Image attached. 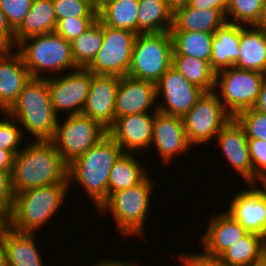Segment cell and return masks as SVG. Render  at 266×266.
<instances>
[{"label":"cell","instance_id":"ee69618b","mask_svg":"<svg viewBox=\"0 0 266 266\" xmlns=\"http://www.w3.org/2000/svg\"><path fill=\"white\" fill-rule=\"evenodd\" d=\"M94 264V265H93ZM91 266H140V263H136V260L134 262H129V260L126 262L124 260H118V259H110L108 257H105V259L100 258V261L97 259L95 263H93Z\"/></svg>","mask_w":266,"mask_h":266},{"label":"cell","instance_id":"f35d334b","mask_svg":"<svg viewBox=\"0 0 266 266\" xmlns=\"http://www.w3.org/2000/svg\"><path fill=\"white\" fill-rule=\"evenodd\" d=\"M96 20L97 18H63L57 22L55 32L71 42L88 30Z\"/></svg>","mask_w":266,"mask_h":266},{"label":"cell","instance_id":"5b68a950","mask_svg":"<svg viewBox=\"0 0 266 266\" xmlns=\"http://www.w3.org/2000/svg\"><path fill=\"white\" fill-rule=\"evenodd\" d=\"M154 183L158 182H154L150 173L139 184L112 193L97 212L101 216L107 213L112 216L120 237L144 238L145 224H147L145 221L150 212V200L156 186Z\"/></svg>","mask_w":266,"mask_h":266},{"label":"cell","instance_id":"9c48e42d","mask_svg":"<svg viewBox=\"0 0 266 266\" xmlns=\"http://www.w3.org/2000/svg\"><path fill=\"white\" fill-rule=\"evenodd\" d=\"M63 120L58 118L50 141L68 165L108 134L99 122L83 114L69 115Z\"/></svg>","mask_w":266,"mask_h":266},{"label":"cell","instance_id":"d6a6232c","mask_svg":"<svg viewBox=\"0 0 266 266\" xmlns=\"http://www.w3.org/2000/svg\"><path fill=\"white\" fill-rule=\"evenodd\" d=\"M103 39V24L97 19L88 30L70 42L72 57L78 68H87L92 63Z\"/></svg>","mask_w":266,"mask_h":266},{"label":"cell","instance_id":"836d02e7","mask_svg":"<svg viewBox=\"0 0 266 266\" xmlns=\"http://www.w3.org/2000/svg\"><path fill=\"white\" fill-rule=\"evenodd\" d=\"M264 0H228L226 22L254 26L258 21Z\"/></svg>","mask_w":266,"mask_h":266},{"label":"cell","instance_id":"1f68e13d","mask_svg":"<svg viewBox=\"0 0 266 266\" xmlns=\"http://www.w3.org/2000/svg\"><path fill=\"white\" fill-rule=\"evenodd\" d=\"M172 66L186 80L205 92L214 91L216 72L211 68L208 61L187 55H172Z\"/></svg>","mask_w":266,"mask_h":266},{"label":"cell","instance_id":"7bdbcfd3","mask_svg":"<svg viewBox=\"0 0 266 266\" xmlns=\"http://www.w3.org/2000/svg\"><path fill=\"white\" fill-rule=\"evenodd\" d=\"M189 5L197 9H217L226 16L228 0H191Z\"/></svg>","mask_w":266,"mask_h":266},{"label":"cell","instance_id":"ffe728a7","mask_svg":"<svg viewBox=\"0 0 266 266\" xmlns=\"http://www.w3.org/2000/svg\"><path fill=\"white\" fill-rule=\"evenodd\" d=\"M207 230L201 237L204 255L218 258L227 248L249 232L225 210L210 217Z\"/></svg>","mask_w":266,"mask_h":266},{"label":"cell","instance_id":"277c9868","mask_svg":"<svg viewBox=\"0 0 266 266\" xmlns=\"http://www.w3.org/2000/svg\"><path fill=\"white\" fill-rule=\"evenodd\" d=\"M7 113L19 123L24 136L30 133V140H51L59 117L51 103L47 77L30 78Z\"/></svg>","mask_w":266,"mask_h":266},{"label":"cell","instance_id":"30bf717a","mask_svg":"<svg viewBox=\"0 0 266 266\" xmlns=\"http://www.w3.org/2000/svg\"><path fill=\"white\" fill-rule=\"evenodd\" d=\"M232 117L214 91L204 92L182 117L188 142L194 146L213 143L221 128Z\"/></svg>","mask_w":266,"mask_h":266},{"label":"cell","instance_id":"f546056e","mask_svg":"<svg viewBox=\"0 0 266 266\" xmlns=\"http://www.w3.org/2000/svg\"><path fill=\"white\" fill-rule=\"evenodd\" d=\"M214 33L170 31L173 43L172 55H187L210 63Z\"/></svg>","mask_w":266,"mask_h":266},{"label":"cell","instance_id":"816d5d0a","mask_svg":"<svg viewBox=\"0 0 266 266\" xmlns=\"http://www.w3.org/2000/svg\"><path fill=\"white\" fill-rule=\"evenodd\" d=\"M0 266H7L6 253L3 245V231L0 235Z\"/></svg>","mask_w":266,"mask_h":266},{"label":"cell","instance_id":"83f0119b","mask_svg":"<svg viewBox=\"0 0 266 266\" xmlns=\"http://www.w3.org/2000/svg\"><path fill=\"white\" fill-rule=\"evenodd\" d=\"M138 161L135 153L123 152L115 161L108 180V197L117 191H122L139 184L149 170ZM148 170V173H147Z\"/></svg>","mask_w":266,"mask_h":266},{"label":"cell","instance_id":"d6986e66","mask_svg":"<svg viewBox=\"0 0 266 266\" xmlns=\"http://www.w3.org/2000/svg\"><path fill=\"white\" fill-rule=\"evenodd\" d=\"M157 102L155 83L122 76L116 92L115 119L137 113H155Z\"/></svg>","mask_w":266,"mask_h":266},{"label":"cell","instance_id":"52a82bcc","mask_svg":"<svg viewBox=\"0 0 266 266\" xmlns=\"http://www.w3.org/2000/svg\"><path fill=\"white\" fill-rule=\"evenodd\" d=\"M172 54L170 32L137 34L127 75L156 84L172 66Z\"/></svg>","mask_w":266,"mask_h":266},{"label":"cell","instance_id":"d4e9b609","mask_svg":"<svg viewBox=\"0 0 266 266\" xmlns=\"http://www.w3.org/2000/svg\"><path fill=\"white\" fill-rule=\"evenodd\" d=\"M225 22L226 17L217 9H197L188 4L173 11L170 31L214 33Z\"/></svg>","mask_w":266,"mask_h":266},{"label":"cell","instance_id":"c3c4849f","mask_svg":"<svg viewBox=\"0 0 266 266\" xmlns=\"http://www.w3.org/2000/svg\"><path fill=\"white\" fill-rule=\"evenodd\" d=\"M13 50H15V46L0 33V58L9 55Z\"/></svg>","mask_w":266,"mask_h":266},{"label":"cell","instance_id":"4dcf8cb0","mask_svg":"<svg viewBox=\"0 0 266 266\" xmlns=\"http://www.w3.org/2000/svg\"><path fill=\"white\" fill-rule=\"evenodd\" d=\"M228 266H253L264 261L260 235L248 233L227 248L219 257Z\"/></svg>","mask_w":266,"mask_h":266},{"label":"cell","instance_id":"5bb4252c","mask_svg":"<svg viewBox=\"0 0 266 266\" xmlns=\"http://www.w3.org/2000/svg\"><path fill=\"white\" fill-rule=\"evenodd\" d=\"M154 118L155 113H137L118 117L108 129V135L122 148L123 152L144 156L143 152L149 151L151 146Z\"/></svg>","mask_w":266,"mask_h":266},{"label":"cell","instance_id":"60d3db41","mask_svg":"<svg viewBox=\"0 0 266 266\" xmlns=\"http://www.w3.org/2000/svg\"><path fill=\"white\" fill-rule=\"evenodd\" d=\"M14 201L11 185V171L0 170V212L9 216Z\"/></svg>","mask_w":266,"mask_h":266},{"label":"cell","instance_id":"d590c367","mask_svg":"<svg viewBox=\"0 0 266 266\" xmlns=\"http://www.w3.org/2000/svg\"><path fill=\"white\" fill-rule=\"evenodd\" d=\"M2 114H4V117L0 118V148L11 151L16 155L24 146L21 143L25 142L22 128L7 112H2Z\"/></svg>","mask_w":266,"mask_h":266},{"label":"cell","instance_id":"cb8c5ba5","mask_svg":"<svg viewBox=\"0 0 266 266\" xmlns=\"http://www.w3.org/2000/svg\"><path fill=\"white\" fill-rule=\"evenodd\" d=\"M240 55L234 67L265 73L266 33L255 26L241 25Z\"/></svg>","mask_w":266,"mask_h":266},{"label":"cell","instance_id":"7402d4cb","mask_svg":"<svg viewBox=\"0 0 266 266\" xmlns=\"http://www.w3.org/2000/svg\"><path fill=\"white\" fill-rule=\"evenodd\" d=\"M36 233H19L9 226L3 229V245L7 266H45Z\"/></svg>","mask_w":266,"mask_h":266},{"label":"cell","instance_id":"9a60e30c","mask_svg":"<svg viewBox=\"0 0 266 266\" xmlns=\"http://www.w3.org/2000/svg\"><path fill=\"white\" fill-rule=\"evenodd\" d=\"M227 208L225 211L244 229L260 235L266 225V184H248L231 197Z\"/></svg>","mask_w":266,"mask_h":266},{"label":"cell","instance_id":"e575fe53","mask_svg":"<svg viewBox=\"0 0 266 266\" xmlns=\"http://www.w3.org/2000/svg\"><path fill=\"white\" fill-rule=\"evenodd\" d=\"M57 22L63 18H97L94 0H52Z\"/></svg>","mask_w":266,"mask_h":266},{"label":"cell","instance_id":"bcb514c9","mask_svg":"<svg viewBox=\"0 0 266 266\" xmlns=\"http://www.w3.org/2000/svg\"><path fill=\"white\" fill-rule=\"evenodd\" d=\"M0 33H2L14 45V30L9 25L1 7H0Z\"/></svg>","mask_w":266,"mask_h":266},{"label":"cell","instance_id":"7a4b0ae2","mask_svg":"<svg viewBox=\"0 0 266 266\" xmlns=\"http://www.w3.org/2000/svg\"><path fill=\"white\" fill-rule=\"evenodd\" d=\"M122 148L107 134L68 165V182L76 181L92 200L96 210L108 199V180Z\"/></svg>","mask_w":266,"mask_h":266},{"label":"cell","instance_id":"6f0895ef","mask_svg":"<svg viewBox=\"0 0 266 266\" xmlns=\"http://www.w3.org/2000/svg\"><path fill=\"white\" fill-rule=\"evenodd\" d=\"M253 266H266V261H263L262 263H259L257 265H253Z\"/></svg>","mask_w":266,"mask_h":266},{"label":"cell","instance_id":"f6af8a7d","mask_svg":"<svg viewBox=\"0 0 266 266\" xmlns=\"http://www.w3.org/2000/svg\"><path fill=\"white\" fill-rule=\"evenodd\" d=\"M14 156L11 151L0 148V170L12 171Z\"/></svg>","mask_w":266,"mask_h":266},{"label":"cell","instance_id":"7c38bea8","mask_svg":"<svg viewBox=\"0 0 266 266\" xmlns=\"http://www.w3.org/2000/svg\"><path fill=\"white\" fill-rule=\"evenodd\" d=\"M51 103L55 114L69 115L82 113L91 83V72L87 68L47 77ZM61 112V115L59 114Z\"/></svg>","mask_w":266,"mask_h":266},{"label":"cell","instance_id":"db71d44e","mask_svg":"<svg viewBox=\"0 0 266 266\" xmlns=\"http://www.w3.org/2000/svg\"><path fill=\"white\" fill-rule=\"evenodd\" d=\"M180 266H195L183 253H179Z\"/></svg>","mask_w":266,"mask_h":266},{"label":"cell","instance_id":"6da1fadb","mask_svg":"<svg viewBox=\"0 0 266 266\" xmlns=\"http://www.w3.org/2000/svg\"><path fill=\"white\" fill-rule=\"evenodd\" d=\"M68 182V164L50 140L28 141L14 156L11 185L14 194Z\"/></svg>","mask_w":266,"mask_h":266},{"label":"cell","instance_id":"9f6ffc18","mask_svg":"<svg viewBox=\"0 0 266 266\" xmlns=\"http://www.w3.org/2000/svg\"><path fill=\"white\" fill-rule=\"evenodd\" d=\"M108 0H94L95 7L98 8L100 5L105 3Z\"/></svg>","mask_w":266,"mask_h":266},{"label":"cell","instance_id":"603a6c76","mask_svg":"<svg viewBox=\"0 0 266 266\" xmlns=\"http://www.w3.org/2000/svg\"><path fill=\"white\" fill-rule=\"evenodd\" d=\"M241 25L225 22L213 34L210 66L218 72L232 67L240 55Z\"/></svg>","mask_w":266,"mask_h":266},{"label":"cell","instance_id":"8d00e7d4","mask_svg":"<svg viewBox=\"0 0 266 266\" xmlns=\"http://www.w3.org/2000/svg\"><path fill=\"white\" fill-rule=\"evenodd\" d=\"M235 119L244 128L248 139H260L266 142V115L251 108L240 112Z\"/></svg>","mask_w":266,"mask_h":266},{"label":"cell","instance_id":"44dd1931","mask_svg":"<svg viewBox=\"0 0 266 266\" xmlns=\"http://www.w3.org/2000/svg\"><path fill=\"white\" fill-rule=\"evenodd\" d=\"M31 76L20 54L13 50L0 58V111L7 112L17 101Z\"/></svg>","mask_w":266,"mask_h":266},{"label":"cell","instance_id":"4fadbf2b","mask_svg":"<svg viewBox=\"0 0 266 266\" xmlns=\"http://www.w3.org/2000/svg\"><path fill=\"white\" fill-rule=\"evenodd\" d=\"M157 103L159 112L183 117L205 92L198 86L190 83L173 66H171L156 83Z\"/></svg>","mask_w":266,"mask_h":266},{"label":"cell","instance_id":"3957f363","mask_svg":"<svg viewBox=\"0 0 266 266\" xmlns=\"http://www.w3.org/2000/svg\"><path fill=\"white\" fill-rule=\"evenodd\" d=\"M69 183H58L14 194L7 226L19 233H37L62 209ZM51 219V220H50Z\"/></svg>","mask_w":266,"mask_h":266},{"label":"cell","instance_id":"484cf974","mask_svg":"<svg viewBox=\"0 0 266 266\" xmlns=\"http://www.w3.org/2000/svg\"><path fill=\"white\" fill-rule=\"evenodd\" d=\"M56 26L53 1L33 0L30 11L14 30V46L27 37L55 32Z\"/></svg>","mask_w":266,"mask_h":266},{"label":"cell","instance_id":"74e56055","mask_svg":"<svg viewBox=\"0 0 266 266\" xmlns=\"http://www.w3.org/2000/svg\"><path fill=\"white\" fill-rule=\"evenodd\" d=\"M250 159L254 171V184H266V142L248 139Z\"/></svg>","mask_w":266,"mask_h":266},{"label":"cell","instance_id":"8992f818","mask_svg":"<svg viewBox=\"0 0 266 266\" xmlns=\"http://www.w3.org/2000/svg\"><path fill=\"white\" fill-rule=\"evenodd\" d=\"M16 48L31 78H46L49 72L54 76L78 69L72 57L71 43L56 32L27 37L18 42Z\"/></svg>","mask_w":266,"mask_h":266},{"label":"cell","instance_id":"8fae6325","mask_svg":"<svg viewBox=\"0 0 266 266\" xmlns=\"http://www.w3.org/2000/svg\"><path fill=\"white\" fill-rule=\"evenodd\" d=\"M137 33L103 25V43L87 69L93 74L126 76Z\"/></svg>","mask_w":266,"mask_h":266},{"label":"cell","instance_id":"11a10c76","mask_svg":"<svg viewBox=\"0 0 266 266\" xmlns=\"http://www.w3.org/2000/svg\"><path fill=\"white\" fill-rule=\"evenodd\" d=\"M6 226H7V217L0 212V235Z\"/></svg>","mask_w":266,"mask_h":266},{"label":"cell","instance_id":"2e32d148","mask_svg":"<svg viewBox=\"0 0 266 266\" xmlns=\"http://www.w3.org/2000/svg\"><path fill=\"white\" fill-rule=\"evenodd\" d=\"M150 149L154 147L164 164H171L179 154L187 153L193 147L187 139L183 120L180 116H173L155 112L153 124V138ZM177 155V156H176Z\"/></svg>","mask_w":266,"mask_h":266},{"label":"cell","instance_id":"f5cc1de1","mask_svg":"<svg viewBox=\"0 0 266 266\" xmlns=\"http://www.w3.org/2000/svg\"><path fill=\"white\" fill-rule=\"evenodd\" d=\"M260 241H261V249L264 261H266V225L260 234Z\"/></svg>","mask_w":266,"mask_h":266},{"label":"cell","instance_id":"4316f807","mask_svg":"<svg viewBox=\"0 0 266 266\" xmlns=\"http://www.w3.org/2000/svg\"><path fill=\"white\" fill-rule=\"evenodd\" d=\"M173 10L165 0H139L137 34L170 32Z\"/></svg>","mask_w":266,"mask_h":266},{"label":"cell","instance_id":"ba28073f","mask_svg":"<svg viewBox=\"0 0 266 266\" xmlns=\"http://www.w3.org/2000/svg\"><path fill=\"white\" fill-rule=\"evenodd\" d=\"M264 79L262 72L232 66L216 72L214 92L227 113L235 118L254 107Z\"/></svg>","mask_w":266,"mask_h":266},{"label":"cell","instance_id":"681fc988","mask_svg":"<svg viewBox=\"0 0 266 266\" xmlns=\"http://www.w3.org/2000/svg\"><path fill=\"white\" fill-rule=\"evenodd\" d=\"M254 26L266 33V0L263 1L259 19Z\"/></svg>","mask_w":266,"mask_h":266},{"label":"cell","instance_id":"f1b7e54d","mask_svg":"<svg viewBox=\"0 0 266 266\" xmlns=\"http://www.w3.org/2000/svg\"><path fill=\"white\" fill-rule=\"evenodd\" d=\"M139 0H108L97 8V19L105 26L137 33Z\"/></svg>","mask_w":266,"mask_h":266},{"label":"cell","instance_id":"ab89813d","mask_svg":"<svg viewBox=\"0 0 266 266\" xmlns=\"http://www.w3.org/2000/svg\"><path fill=\"white\" fill-rule=\"evenodd\" d=\"M33 0H0V7L13 30L22 22L31 9Z\"/></svg>","mask_w":266,"mask_h":266},{"label":"cell","instance_id":"f907efd6","mask_svg":"<svg viewBox=\"0 0 266 266\" xmlns=\"http://www.w3.org/2000/svg\"><path fill=\"white\" fill-rule=\"evenodd\" d=\"M169 7L174 11L176 8L188 5L191 0H165Z\"/></svg>","mask_w":266,"mask_h":266},{"label":"cell","instance_id":"b9f144b4","mask_svg":"<svg viewBox=\"0 0 266 266\" xmlns=\"http://www.w3.org/2000/svg\"><path fill=\"white\" fill-rule=\"evenodd\" d=\"M183 254L195 265V266H228L222 262L219 258H213L204 255L202 252L184 253Z\"/></svg>","mask_w":266,"mask_h":266},{"label":"cell","instance_id":"7dc6e473","mask_svg":"<svg viewBox=\"0 0 266 266\" xmlns=\"http://www.w3.org/2000/svg\"><path fill=\"white\" fill-rule=\"evenodd\" d=\"M253 109L266 115V79H264L262 83L258 99Z\"/></svg>","mask_w":266,"mask_h":266},{"label":"cell","instance_id":"e0dca14e","mask_svg":"<svg viewBox=\"0 0 266 266\" xmlns=\"http://www.w3.org/2000/svg\"><path fill=\"white\" fill-rule=\"evenodd\" d=\"M217 146L221 148L227 163L247 184L254 183L253 165L250 159L248 138L244 128L235 118L230 119L216 135Z\"/></svg>","mask_w":266,"mask_h":266},{"label":"cell","instance_id":"ac0fdd59","mask_svg":"<svg viewBox=\"0 0 266 266\" xmlns=\"http://www.w3.org/2000/svg\"><path fill=\"white\" fill-rule=\"evenodd\" d=\"M119 83L118 76L91 72L89 92L81 114L99 122L108 130L115 122L116 92Z\"/></svg>","mask_w":266,"mask_h":266}]
</instances>
